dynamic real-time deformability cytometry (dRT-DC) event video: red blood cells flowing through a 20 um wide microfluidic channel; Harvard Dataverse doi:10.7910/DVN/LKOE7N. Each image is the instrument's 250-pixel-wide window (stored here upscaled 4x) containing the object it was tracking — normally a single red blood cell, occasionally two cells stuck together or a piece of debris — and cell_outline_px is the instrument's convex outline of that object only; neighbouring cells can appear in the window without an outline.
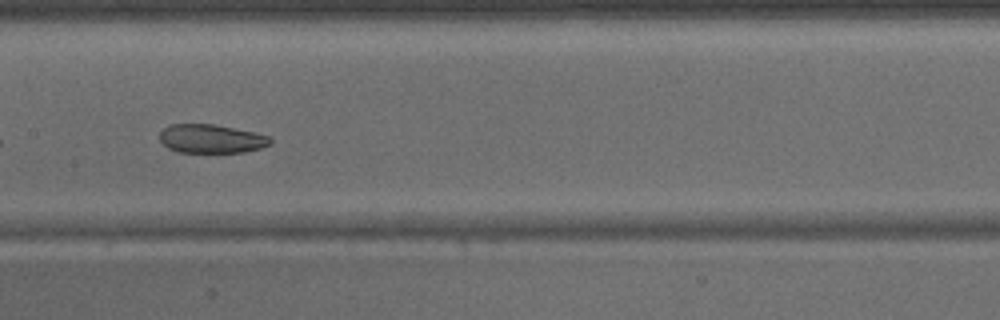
{"species": "common noctule bat (a hibernating species)", "species_latin": "Nyctalus noctula", "temperature_condition": "warm", "stored_images_in_passage": 32, "camera_frame_rate_fps": 3000, "um_per_image_px": 0.085, "animal": {"sex": "male", "body_mass_g": 15.6}, "frame": {"image": 1, "passage_image": 10, "time_ms": 3.0, "image_size_px": [1000, 320], "cell_outline_px": [[272, 144], [260, 148], [244, 152], [176, 152], [168, 148], [160, 140], [160, 132], [164, 128], [172, 124], [212, 124], [252, 132], [268, 136], [272, 140]], "centroid_in_image_um": [17.94, 11.8], "position_along_channel_um": 189.5, "area_um2": 18.32}}
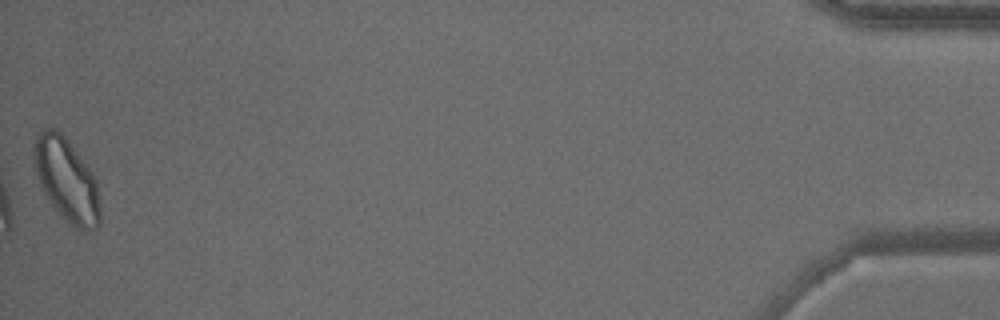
{"frame": {"image": 2, "passage_image": 32, "time_ms": 10.333, "image_size_px": [1000, 320], "cell_outline_px": [[100, 224], [96, 228], [84, 232], [80, 232], [52, 204], [44, 192], [36, 176], [32, 152], [32, 144], [36, 132], [48, 128], [56, 128], [64, 136], [96, 176], [100, 204]], "centroid_in_image_um": [5.65, 15.25], "position_along_channel_um": 429.5, "area_um2": 32.25}}